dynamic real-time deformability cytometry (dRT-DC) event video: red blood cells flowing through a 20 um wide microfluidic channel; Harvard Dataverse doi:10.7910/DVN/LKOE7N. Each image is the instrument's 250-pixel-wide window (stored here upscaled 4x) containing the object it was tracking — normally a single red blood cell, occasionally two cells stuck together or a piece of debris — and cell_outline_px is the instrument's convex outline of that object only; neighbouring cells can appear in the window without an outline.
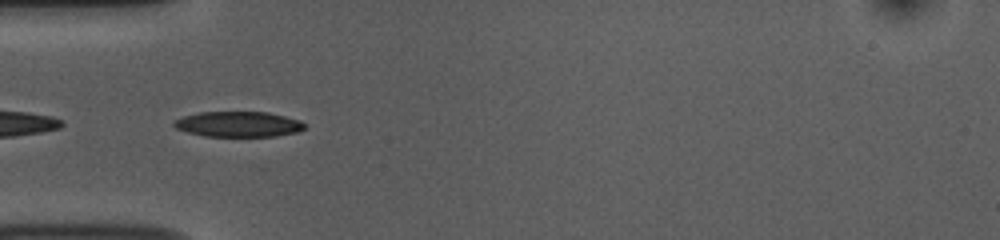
{"species": "common noctule bat (a hibernating species)", "species_latin": "Nyctalus noctula", "temperature_condition": "room temperature", "stored_images_in_passage": 38, "camera_frame_rate_fps": 3000, "um_per_image_px": 0.085, "animal": {"sex": "female", "body_mass_g": 10.0, "forearm_length_mm": 53.1}, "frame": {"image": 1, "passage_image": 1, "time_ms": 0.0, "image_size_px": [1000, 240], "cell_outline_px": [[304, 128], [296, 132], [276, 136], [204, 136], [188, 132], [176, 128], [172, 124], [172, 120], [184, 116], [200, 112], [268, 112], [300, 120], [304, 124]], "centroid_in_image_um": [20.22, 10.55], "position_along_channel_um": 64.8, "area_um2": 19.25}}
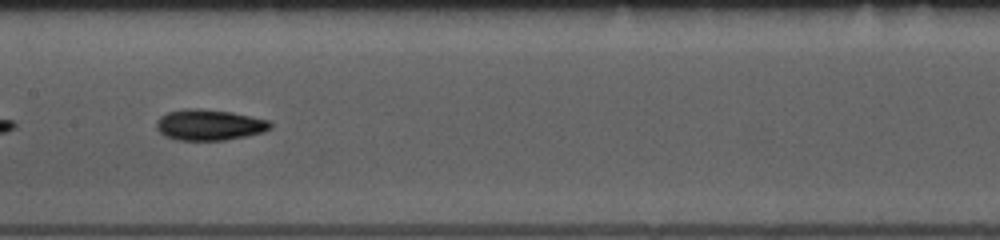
{"frame": {"image": 2, "passage_image": 11, "time_ms": 3.333, "image_size_px": [1000, 240], "cell_outline_px": [[272, 128], [264, 132], [224, 140], [176, 140], [164, 136], [156, 128], [156, 120], [160, 116], [168, 112], [184, 108], [200, 108], [232, 112], [268, 120], [272, 124]], "centroid_in_image_um": [17.76, 10.61], "position_along_channel_um": 189.6, "area_um2": 20.63}}
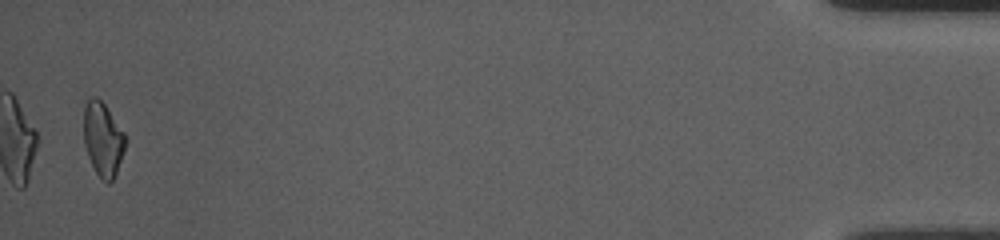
{"frame": {"image": 3, "passage_image": 37, "time_ms": 12.0, "image_size_px": [1000, 240], "cell_outline_px": [[124, 152], [116, 172], [112, 180], [108, 184], [100, 180], [88, 156], [84, 144], [84, 104], [92, 96], [96, 96], [104, 104], [124, 132]], "centroid_in_image_um": [8.73, 11.84], "position_along_channel_um": 426.5, "area_um2": 17.74}, "authors_computed_cell_mechanics": {"area_um2": 18.785, "velocity_mm_per_s": 3.7496, "shape_relaxation_time_tau1_ms": 3.4538, "shape_relaxation_time_tau2_ms": 3.3762, "deformation_change_tau1": 0.1332, "deformation_change_tau2": 0.0905}}